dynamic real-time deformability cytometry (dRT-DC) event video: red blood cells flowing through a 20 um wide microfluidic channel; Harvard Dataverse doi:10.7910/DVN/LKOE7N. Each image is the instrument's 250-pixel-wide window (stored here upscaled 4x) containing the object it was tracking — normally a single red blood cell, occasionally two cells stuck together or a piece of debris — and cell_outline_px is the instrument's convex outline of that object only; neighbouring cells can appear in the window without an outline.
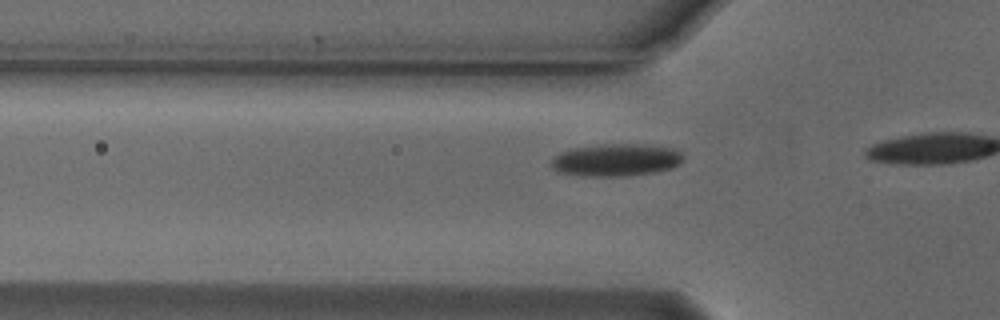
{"species": "Egyptian fruit bat (a non-hibernating species)", "species_latin": "Rousettus aegyptiacus", "temperature_condition": "cold", "stored_images_in_passage": 9, "camera_frame_rate_fps": 3000, "um_per_image_px": 0.085, "animal": {"sex": "male"}, "frame": {"image": 1, "passage_image": 6, "time_ms": 1.667, "image_size_px": [1000, 320], "cell_outline_px": [[684, 160], [680, 164], [672, 168], [652, 172], [624, 176], [588, 176], [556, 172], [552, 168], [552, 156], [560, 152], [572, 148], [608, 144], [636, 144], [676, 148], [684, 156]], "centroid_in_image_um": [52.37, 13.59], "position_along_channel_um": 73.4, "area_um2": 24.97}}